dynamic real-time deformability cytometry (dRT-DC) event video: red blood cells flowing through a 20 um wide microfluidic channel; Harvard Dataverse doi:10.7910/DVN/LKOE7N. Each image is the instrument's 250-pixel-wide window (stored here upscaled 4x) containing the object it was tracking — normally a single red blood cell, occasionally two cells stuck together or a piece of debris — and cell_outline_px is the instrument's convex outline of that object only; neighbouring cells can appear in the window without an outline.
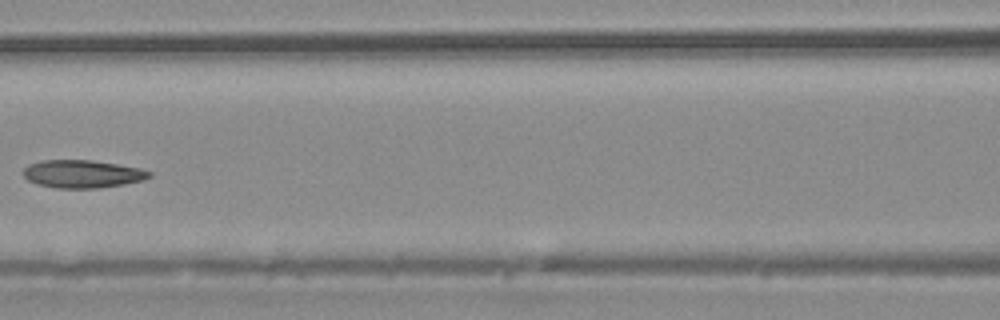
{"species": "common noctule bat (a hibernating species)", "species_latin": "Nyctalus noctula", "temperature_condition": "warm", "stored_images_in_passage": 5, "camera_frame_rate_fps": 3000, "um_per_image_px": 0.085, "animal": {"sex": "male", "body_mass_g": 20.4}, "frame": {"image": 1, "passage_image": 5, "time_ms": 4.333, "image_size_px": [1000, 320], "cell_outline_px": [[152, 176], [144, 180], [124, 184], [100, 188], [56, 188], [36, 184], [28, 180], [24, 176], [24, 168], [28, 164], [40, 160], [92, 160], [140, 168], [152, 172]], "centroid_in_image_um": [7.01, 14.78], "position_along_channel_um": 159.6, "area_um2": 20.58}}